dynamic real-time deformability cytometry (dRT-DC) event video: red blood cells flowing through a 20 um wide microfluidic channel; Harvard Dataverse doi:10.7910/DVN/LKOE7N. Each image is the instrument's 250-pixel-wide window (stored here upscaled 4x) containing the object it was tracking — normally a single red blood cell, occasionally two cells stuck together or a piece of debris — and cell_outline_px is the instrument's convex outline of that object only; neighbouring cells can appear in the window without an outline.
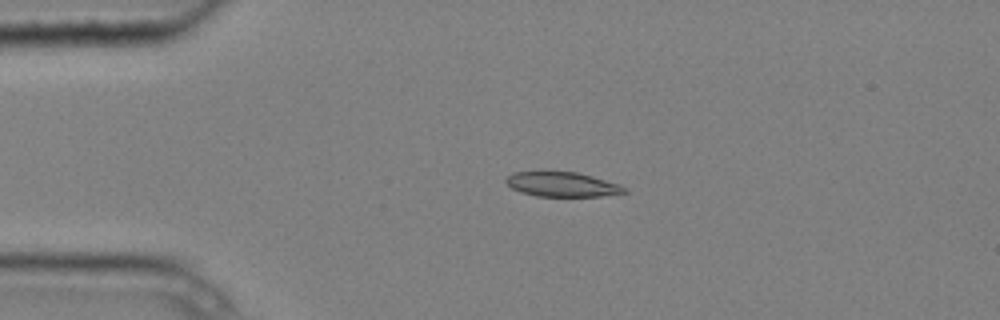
{"species": "common noctule bat (a hibernating species)", "species_latin": "Nyctalus noctula", "temperature_condition": "cold", "stored_images_in_passage": 4, "camera_frame_rate_fps": 3000, "um_per_image_px": 0.085, "animal": {"sex": "male", "body_mass_g": 20.4}, "frame": {"image": 1, "passage_image": 3, "time_ms": 0.667, "image_size_px": [1000, 320], "cell_outline_px": [[628, 192], [600, 196], [536, 196], [520, 192], [512, 188], [504, 180], [512, 172], [540, 168], [576, 172], [592, 176], [620, 184], [628, 188]], "centroid_in_image_um": [47.72, 15.62], "position_along_channel_um": 37.3, "area_um2": 17.86}}